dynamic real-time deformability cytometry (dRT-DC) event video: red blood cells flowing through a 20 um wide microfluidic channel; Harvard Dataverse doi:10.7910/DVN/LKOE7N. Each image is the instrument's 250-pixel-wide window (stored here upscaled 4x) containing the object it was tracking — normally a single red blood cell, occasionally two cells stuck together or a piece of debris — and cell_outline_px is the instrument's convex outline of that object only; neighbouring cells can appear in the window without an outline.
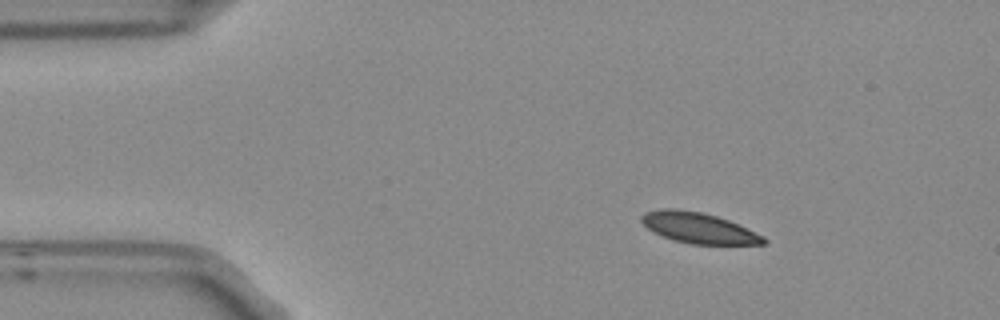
{"species": "Egyptian fruit bat (a non-hibernating species)", "species_latin": "Rousettus aegyptiacus", "temperature_condition": "room temperature", "stored_images_in_passage": 3, "camera_frame_rate_fps": 3000, "um_per_image_px": 0.085, "frame": {"image": 1, "passage_image": 1, "time_ms": 0.0, "image_size_px": [1000, 320], "cell_outline_px": [[768, 240], [764, 244], [692, 244], [676, 240], [664, 236], [648, 228], [640, 220], [640, 216], [644, 212], [660, 208], [676, 208], [700, 212], [716, 216], [728, 220], [764, 236]], "centroid_in_image_um": [59.37, 19.36], "position_along_channel_um": 25.6, "area_um2": 21.56}}